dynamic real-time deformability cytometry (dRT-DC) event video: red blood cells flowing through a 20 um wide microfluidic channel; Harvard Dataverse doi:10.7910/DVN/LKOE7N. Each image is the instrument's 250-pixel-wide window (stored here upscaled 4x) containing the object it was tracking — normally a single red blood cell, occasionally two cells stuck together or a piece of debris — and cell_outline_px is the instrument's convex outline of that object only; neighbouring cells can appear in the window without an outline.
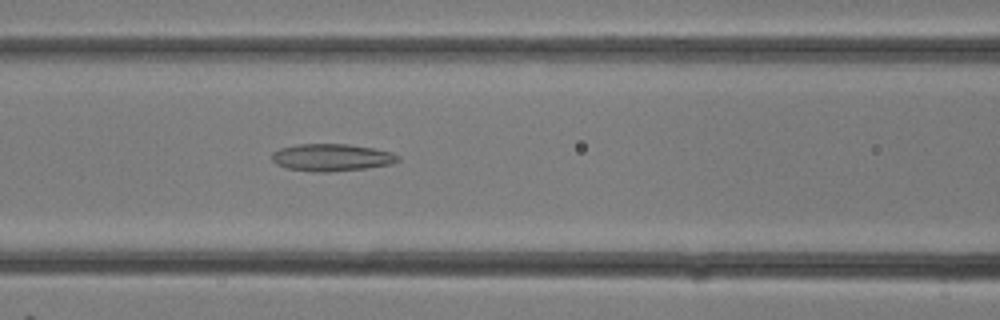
{"species": "common noctule bat (a hibernating species)", "species_latin": "Nyctalus noctula", "temperature_condition": "room temperature", "stored_images_in_passage": 13, "camera_frame_rate_fps": 3000, "um_per_image_px": 0.085, "animal": {"sex": "female"}, "frame": {"image": 1, "passage_image": 13, "time_ms": 4.0, "image_size_px": [1000, 320], "cell_outline_px": [[400, 160], [392, 164], [364, 168], [328, 172], [312, 172], [288, 168], [276, 164], [272, 160], [272, 152], [280, 148], [296, 144], [348, 144], [372, 148], [392, 152], [400, 156]], "centroid_in_image_um": [28.19, 13.38], "position_along_channel_um": 138.4, "area_um2": 20.06}}